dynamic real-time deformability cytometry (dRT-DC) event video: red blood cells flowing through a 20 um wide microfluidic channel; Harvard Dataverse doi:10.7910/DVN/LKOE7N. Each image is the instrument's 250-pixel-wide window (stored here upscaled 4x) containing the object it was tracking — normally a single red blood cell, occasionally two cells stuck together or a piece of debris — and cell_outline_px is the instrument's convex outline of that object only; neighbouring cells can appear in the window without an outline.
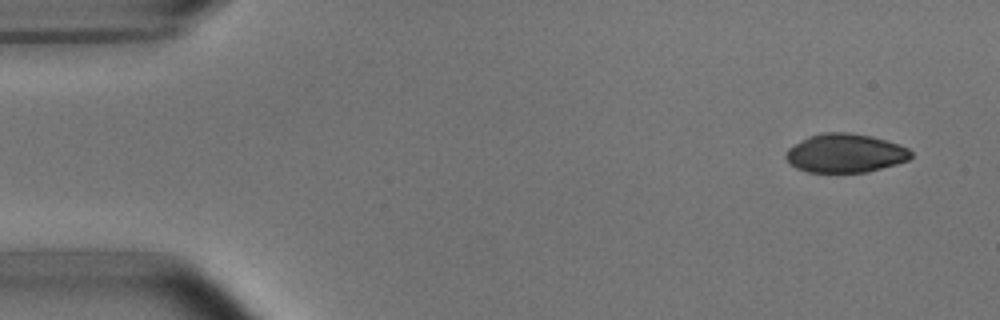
{"species": "common noctule bat (a hibernating species)", "species_latin": "Nyctalus noctula", "temperature_condition": "room temperature", "stored_images_in_passage": 5, "camera_frame_rate_fps": 3000, "um_per_image_px": 0.085, "animal": {"sex": "male", "body_mass_g": 15.6}, "frame": {"image": 1, "passage_image": 1, "time_ms": 0.0, "image_size_px": [1000, 320], "cell_outline_px": [[912, 156], [908, 160], [896, 164], [868, 172], [808, 172], [796, 168], [784, 156], [788, 148], [808, 136], [824, 132], [848, 132], [872, 136], [908, 148], [912, 152]], "centroid_in_image_um": [71.83, 13.02], "position_along_channel_um": 13.2, "area_um2": 28.15}}